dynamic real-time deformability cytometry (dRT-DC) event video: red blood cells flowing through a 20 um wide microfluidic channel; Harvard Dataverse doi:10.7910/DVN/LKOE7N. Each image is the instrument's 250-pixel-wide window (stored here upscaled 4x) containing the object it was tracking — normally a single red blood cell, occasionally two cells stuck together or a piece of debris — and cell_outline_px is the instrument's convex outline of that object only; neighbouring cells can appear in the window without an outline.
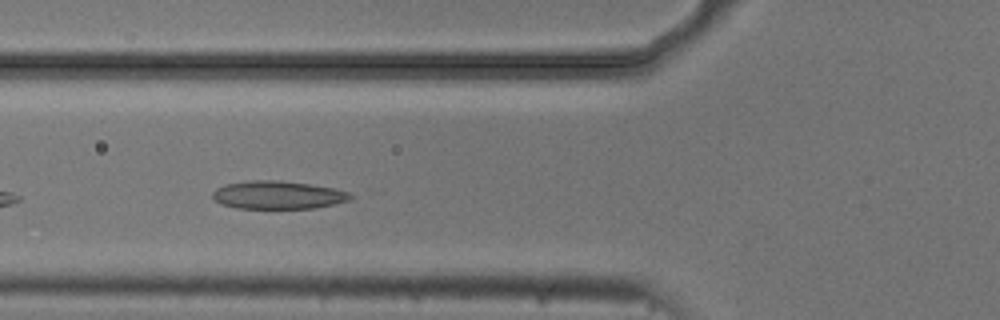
{"species": "common noctule bat (a hibernating species)", "species_latin": "Nyctalus noctula", "temperature_condition": "cold", "stored_images_in_passage": 35, "camera_frame_rate_fps": 3000, "um_per_image_px": 0.085, "animal": {"sex": "male", "body_mass_g": 20.5, "forearm_length_mm": 52.5}, "frame": {"image": 1, "passage_image": 5, "time_ms": 1.333, "image_size_px": [1000, 320], "cell_outline_px": [[360, 196], [352, 200], [336, 204], [316, 208], [236, 208], [220, 204], [212, 196], [212, 192], [216, 188], [228, 184], [248, 180], [280, 180], [308, 184], [332, 188], [348, 192]], "centroid_in_image_um": [23.69, 16.58], "position_along_channel_um": 102.1, "area_um2": 22.77}}
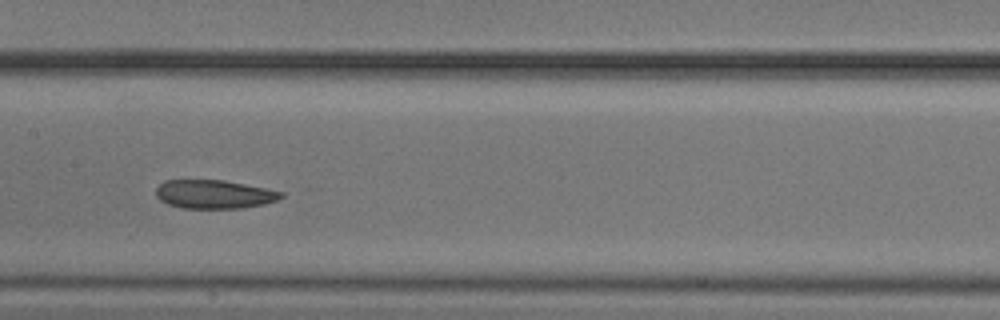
{"frame": {"image": 2, "passage_image": 12, "time_ms": 3.667, "image_size_px": [1000, 320], "cell_outline_px": [[284, 196], [276, 200], [264, 204], [240, 208], [180, 208], [168, 204], [160, 200], [156, 196], [156, 188], [164, 180], [224, 180], [284, 192]], "centroid_in_image_um": [18.18, 16.51], "position_along_channel_um": 189.2, "area_um2": 20.81}}
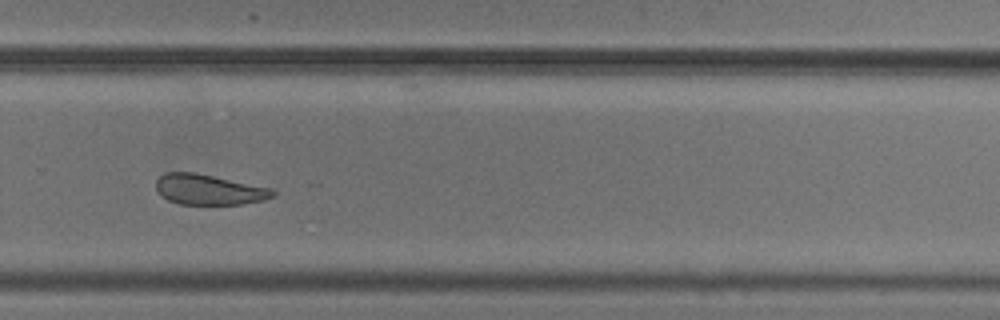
{"frame": {"image": 3, "passage_image": 22, "time_ms": 7.0, "image_size_px": [1000, 320], "cell_outline_px": [[276, 196], [264, 200], [244, 204], [180, 204], [168, 200], [160, 196], [156, 188], [156, 180], [164, 172], [196, 172], [272, 188], [276, 192]], "centroid_in_image_um": [17.77, 16.11], "position_along_channel_um": 312.0, "area_um2": 20.92}, "authors_computed_cell_mechanics": {"area_um2": 21.1548, "velocity_mm_per_s": 3.7082, "shape_relaxation_time_tau1_ms": 4.8234, "shape_relaxation_time_tau2_ms": 4.5243, "deformation_change_tau1": 0.0929, "deformation_change_tau2": 0.1094}}